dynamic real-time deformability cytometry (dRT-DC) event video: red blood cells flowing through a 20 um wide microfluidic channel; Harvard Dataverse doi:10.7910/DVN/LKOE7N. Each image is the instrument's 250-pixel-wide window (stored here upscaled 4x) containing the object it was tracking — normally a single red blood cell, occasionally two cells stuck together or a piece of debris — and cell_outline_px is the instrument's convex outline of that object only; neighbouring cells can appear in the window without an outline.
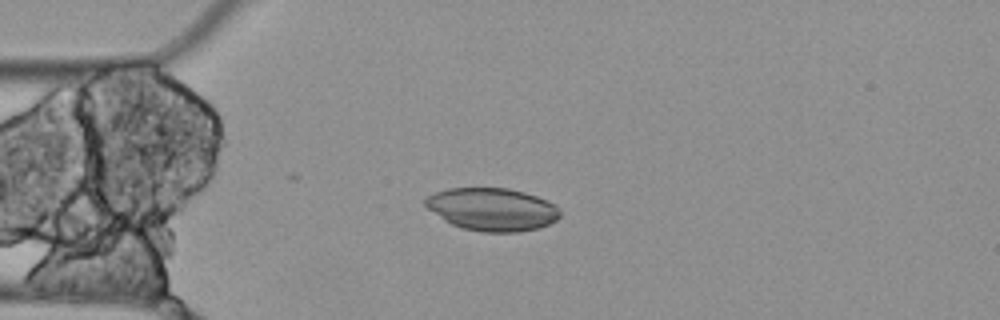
{"species": "Egyptian fruit bat (a non-hibernating species)", "species_latin": "Rousettus aegyptiacus", "temperature_condition": "cold", "stored_images_in_passage": 8, "camera_frame_rate_fps": 3000, "um_per_image_px": 0.085, "animal": {"sex": "female"}, "frame": {"image": 1, "passage_image": 4, "time_ms": 1.0, "image_size_px": [1000, 320], "cell_outline_px": [[560, 216], [556, 220], [540, 228], [516, 232], [480, 232], [464, 228], [452, 224], [444, 220], [428, 208], [424, 204], [424, 200], [428, 196], [436, 192], [448, 188], [508, 188], [524, 192], [548, 200], [560, 212]], "centroid_in_image_um": [41.83, 17.79], "position_along_channel_um": 43.2, "area_um2": 33.41}}
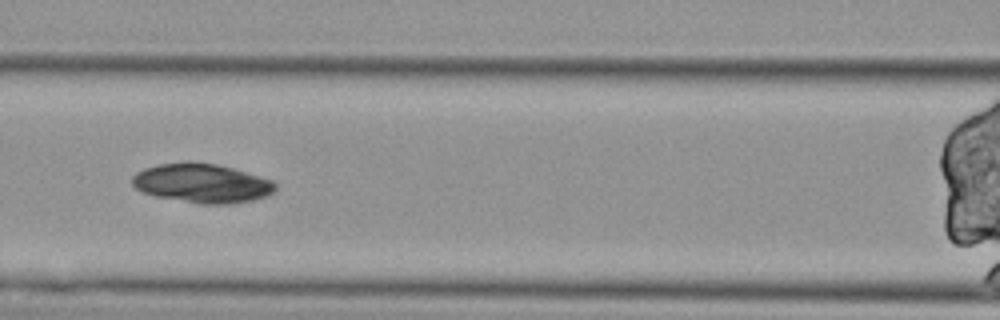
{"frame": {"image": 2, "passage_image": 7, "time_ms": 2.0, "image_size_px": [1000, 320], "cell_outline_px": [[276, 188], [268, 196], [252, 200], [232, 204], [200, 204], [156, 196], [140, 192], [132, 184], [132, 176], [136, 172], [144, 168], [160, 164], [184, 160], [192, 160], [216, 164], [232, 168], [272, 180], [276, 184]], "centroid_in_image_um": [17.14, 15.56], "position_along_channel_um": 149.5, "area_um2": 33.0}}
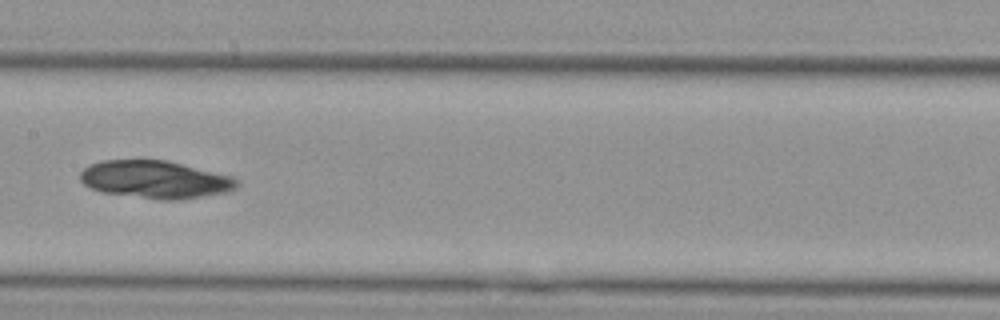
{"frame": {"image": 3, "passage_image": 8, "time_ms": 2.333, "image_size_px": [1000, 320], "cell_outline_px": [[240, 184], [236, 188], [228, 192], [180, 200], [160, 200], [104, 192], [88, 188], [80, 180], [80, 172], [88, 164], [104, 160], [168, 160], [232, 176], [240, 180]], "centroid_in_image_um": [13.22, 15.26], "position_along_channel_um": 194.2, "area_um2": 34.74}}